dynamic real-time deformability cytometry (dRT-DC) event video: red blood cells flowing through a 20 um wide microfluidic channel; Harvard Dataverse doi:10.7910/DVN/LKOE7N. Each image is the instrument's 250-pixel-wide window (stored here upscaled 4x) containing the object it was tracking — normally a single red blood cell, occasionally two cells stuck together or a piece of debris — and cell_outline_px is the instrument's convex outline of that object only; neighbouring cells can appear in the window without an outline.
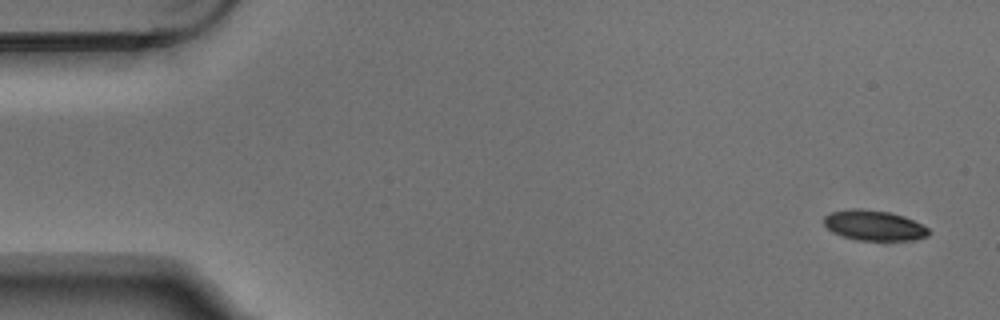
{"species": "Egyptian fruit bat (a non-hibernating species)", "species_latin": "Rousettus aegyptiacus", "temperature_condition": "warm", "stored_images_in_passage": 9, "camera_frame_rate_fps": 3000, "um_per_image_px": 0.085, "animal": {"sex": "male"}, "frame": {"image": 1, "passage_image": 1, "time_ms": 0.0, "image_size_px": [1000, 320], "cell_outline_px": [[928, 236], [912, 240], [856, 240], [840, 236], [832, 232], [824, 224], [824, 216], [828, 212], [852, 208], [864, 208], [892, 212], [904, 216], [924, 224], [928, 228]], "centroid_in_image_um": [74.27, 19.14], "position_along_channel_um": 10.7, "area_um2": 18.84}}
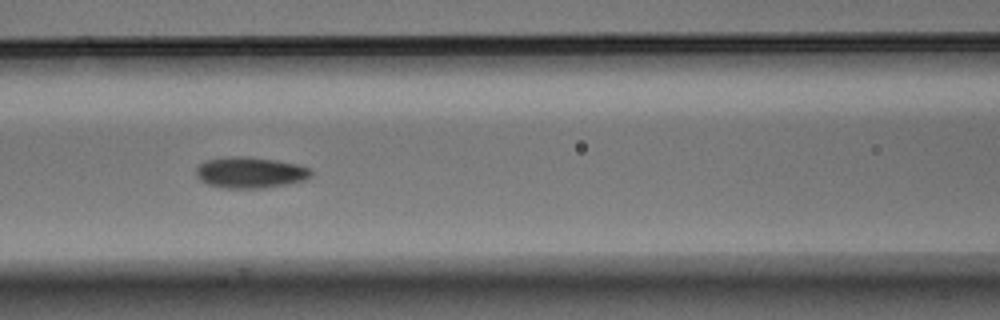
{"frame": {"image": 2, "passage_image": 7, "time_ms": 2.0, "image_size_px": [1000, 320], "cell_outline_px": [[312, 176], [304, 180], [288, 184], [264, 188], [224, 188], [208, 184], [200, 180], [196, 176], [196, 168], [204, 160], [236, 156], [244, 156], [276, 160], [296, 164], [308, 168], [312, 172]], "centroid_in_image_um": [21.25, 14.67], "position_along_channel_um": 145.3, "area_um2": 20.81}}
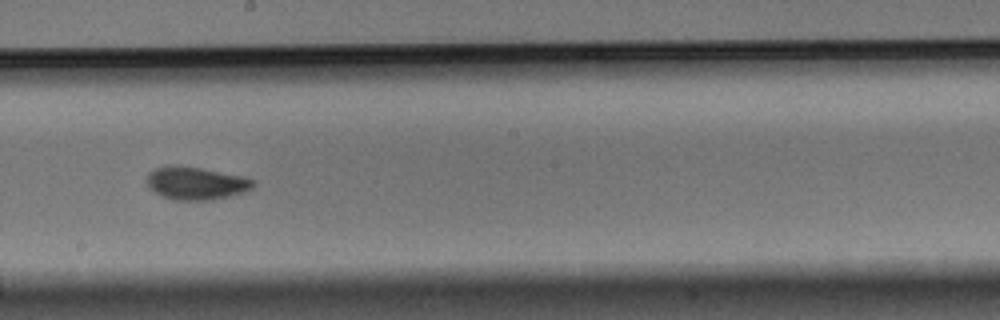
{"frame": {"image": 3, "passage_image": 9, "time_ms": 2.667, "image_size_px": [1000, 320], "cell_outline_px": [[256, 184], [252, 188], [244, 192], [212, 200], [172, 200], [160, 196], [148, 184], [148, 172], [156, 168], [168, 164], [176, 164], [200, 168], [244, 176], [256, 180]], "centroid_in_image_um": [16.68, 15.56], "position_along_channel_um": 231.5, "area_um2": 20.52}}